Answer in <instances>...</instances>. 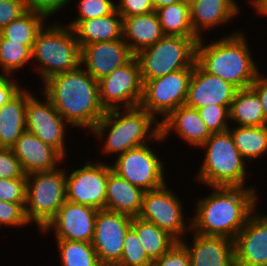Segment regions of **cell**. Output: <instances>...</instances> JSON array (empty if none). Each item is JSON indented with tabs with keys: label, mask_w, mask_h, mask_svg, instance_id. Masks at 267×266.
Segmentation results:
<instances>
[{
	"label": "cell",
	"mask_w": 267,
	"mask_h": 266,
	"mask_svg": "<svg viewBox=\"0 0 267 266\" xmlns=\"http://www.w3.org/2000/svg\"><path fill=\"white\" fill-rule=\"evenodd\" d=\"M208 196L196 202L191 230L207 236H221L234 241L256 210L259 193L255 187H210ZM258 201V202H257Z\"/></svg>",
	"instance_id": "1"
},
{
	"label": "cell",
	"mask_w": 267,
	"mask_h": 266,
	"mask_svg": "<svg viewBox=\"0 0 267 266\" xmlns=\"http://www.w3.org/2000/svg\"><path fill=\"white\" fill-rule=\"evenodd\" d=\"M42 84L38 89L72 128L91 131L106 113L100 101L98 81L82 66L56 74Z\"/></svg>",
	"instance_id": "2"
},
{
	"label": "cell",
	"mask_w": 267,
	"mask_h": 266,
	"mask_svg": "<svg viewBox=\"0 0 267 266\" xmlns=\"http://www.w3.org/2000/svg\"><path fill=\"white\" fill-rule=\"evenodd\" d=\"M245 34L237 29L208 44L206 37L200 38L196 45V62L206 72L232 83L238 89L249 88L261 69L254 60Z\"/></svg>",
	"instance_id": "3"
},
{
	"label": "cell",
	"mask_w": 267,
	"mask_h": 266,
	"mask_svg": "<svg viewBox=\"0 0 267 266\" xmlns=\"http://www.w3.org/2000/svg\"><path fill=\"white\" fill-rule=\"evenodd\" d=\"M90 132L96 141L104 143L101 154H114L115 158L146 143H164L160 120L140 106L106 111Z\"/></svg>",
	"instance_id": "4"
},
{
	"label": "cell",
	"mask_w": 267,
	"mask_h": 266,
	"mask_svg": "<svg viewBox=\"0 0 267 266\" xmlns=\"http://www.w3.org/2000/svg\"><path fill=\"white\" fill-rule=\"evenodd\" d=\"M204 157L196 176V183L208 187H255L246 186L247 162L236 148L230 132L213 133L200 147ZM248 175V177H247Z\"/></svg>",
	"instance_id": "5"
},
{
	"label": "cell",
	"mask_w": 267,
	"mask_h": 266,
	"mask_svg": "<svg viewBox=\"0 0 267 266\" xmlns=\"http://www.w3.org/2000/svg\"><path fill=\"white\" fill-rule=\"evenodd\" d=\"M50 24L46 23L38 32L31 50L32 65L36 67L33 70H38L43 83L56 74L81 66V47L73 29L59 20Z\"/></svg>",
	"instance_id": "6"
},
{
	"label": "cell",
	"mask_w": 267,
	"mask_h": 266,
	"mask_svg": "<svg viewBox=\"0 0 267 266\" xmlns=\"http://www.w3.org/2000/svg\"><path fill=\"white\" fill-rule=\"evenodd\" d=\"M198 41V37L164 36L139 51L135 57L140 65L142 82L181 69H193Z\"/></svg>",
	"instance_id": "7"
},
{
	"label": "cell",
	"mask_w": 267,
	"mask_h": 266,
	"mask_svg": "<svg viewBox=\"0 0 267 266\" xmlns=\"http://www.w3.org/2000/svg\"><path fill=\"white\" fill-rule=\"evenodd\" d=\"M66 168L27 175L25 215L42 231L66 201Z\"/></svg>",
	"instance_id": "8"
},
{
	"label": "cell",
	"mask_w": 267,
	"mask_h": 266,
	"mask_svg": "<svg viewBox=\"0 0 267 266\" xmlns=\"http://www.w3.org/2000/svg\"><path fill=\"white\" fill-rule=\"evenodd\" d=\"M168 182L163 186L145 191L139 218L154 223L167 231L177 241L184 240L191 231V218L185 217L184 205L179 196L169 189ZM187 218V221H186ZM189 220V222H188Z\"/></svg>",
	"instance_id": "9"
},
{
	"label": "cell",
	"mask_w": 267,
	"mask_h": 266,
	"mask_svg": "<svg viewBox=\"0 0 267 266\" xmlns=\"http://www.w3.org/2000/svg\"><path fill=\"white\" fill-rule=\"evenodd\" d=\"M192 73L193 69H181L144 82L139 106L161 122L185 105Z\"/></svg>",
	"instance_id": "10"
},
{
	"label": "cell",
	"mask_w": 267,
	"mask_h": 266,
	"mask_svg": "<svg viewBox=\"0 0 267 266\" xmlns=\"http://www.w3.org/2000/svg\"><path fill=\"white\" fill-rule=\"evenodd\" d=\"M164 162L153 146L150 147V144L146 143L118 156L111 166L120 177L143 191H149L166 183L164 171L167 168H164Z\"/></svg>",
	"instance_id": "11"
},
{
	"label": "cell",
	"mask_w": 267,
	"mask_h": 266,
	"mask_svg": "<svg viewBox=\"0 0 267 266\" xmlns=\"http://www.w3.org/2000/svg\"><path fill=\"white\" fill-rule=\"evenodd\" d=\"M96 161H85L84 166L72 171L66 169V200L101 210L105 209L106 185L113 169L103 160Z\"/></svg>",
	"instance_id": "12"
},
{
	"label": "cell",
	"mask_w": 267,
	"mask_h": 266,
	"mask_svg": "<svg viewBox=\"0 0 267 266\" xmlns=\"http://www.w3.org/2000/svg\"><path fill=\"white\" fill-rule=\"evenodd\" d=\"M98 89L101 104L106 111L139 106L143 82L137 58L134 56L128 63L100 79Z\"/></svg>",
	"instance_id": "13"
},
{
	"label": "cell",
	"mask_w": 267,
	"mask_h": 266,
	"mask_svg": "<svg viewBox=\"0 0 267 266\" xmlns=\"http://www.w3.org/2000/svg\"><path fill=\"white\" fill-rule=\"evenodd\" d=\"M41 101L33 94L26 103V130L56 149L65 159L67 126L71 125L57 112L52 102L41 92ZM40 100V101H39ZM67 131V132H66Z\"/></svg>",
	"instance_id": "14"
},
{
	"label": "cell",
	"mask_w": 267,
	"mask_h": 266,
	"mask_svg": "<svg viewBox=\"0 0 267 266\" xmlns=\"http://www.w3.org/2000/svg\"><path fill=\"white\" fill-rule=\"evenodd\" d=\"M132 217L107 209L97 211L93 245L103 266L116 265L123 252L125 234Z\"/></svg>",
	"instance_id": "15"
},
{
	"label": "cell",
	"mask_w": 267,
	"mask_h": 266,
	"mask_svg": "<svg viewBox=\"0 0 267 266\" xmlns=\"http://www.w3.org/2000/svg\"><path fill=\"white\" fill-rule=\"evenodd\" d=\"M97 209L66 200L56 216L40 232L53 230L55 239L91 243L94 236Z\"/></svg>",
	"instance_id": "16"
},
{
	"label": "cell",
	"mask_w": 267,
	"mask_h": 266,
	"mask_svg": "<svg viewBox=\"0 0 267 266\" xmlns=\"http://www.w3.org/2000/svg\"><path fill=\"white\" fill-rule=\"evenodd\" d=\"M234 246L236 266H267V215L256 209L234 239Z\"/></svg>",
	"instance_id": "17"
},
{
	"label": "cell",
	"mask_w": 267,
	"mask_h": 266,
	"mask_svg": "<svg viewBox=\"0 0 267 266\" xmlns=\"http://www.w3.org/2000/svg\"><path fill=\"white\" fill-rule=\"evenodd\" d=\"M238 88L206 72L197 62L189 82L185 105L198 109L206 105L230 106Z\"/></svg>",
	"instance_id": "18"
},
{
	"label": "cell",
	"mask_w": 267,
	"mask_h": 266,
	"mask_svg": "<svg viewBox=\"0 0 267 266\" xmlns=\"http://www.w3.org/2000/svg\"><path fill=\"white\" fill-rule=\"evenodd\" d=\"M134 56L123 39L97 42L81 48V66L99 81Z\"/></svg>",
	"instance_id": "19"
},
{
	"label": "cell",
	"mask_w": 267,
	"mask_h": 266,
	"mask_svg": "<svg viewBox=\"0 0 267 266\" xmlns=\"http://www.w3.org/2000/svg\"><path fill=\"white\" fill-rule=\"evenodd\" d=\"M193 241L180 242L189 252L191 266H236L234 241L221 236H207L190 231Z\"/></svg>",
	"instance_id": "20"
},
{
	"label": "cell",
	"mask_w": 267,
	"mask_h": 266,
	"mask_svg": "<svg viewBox=\"0 0 267 266\" xmlns=\"http://www.w3.org/2000/svg\"><path fill=\"white\" fill-rule=\"evenodd\" d=\"M26 175L56 169L65 159L56 149L25 130L11 147Z\"/></svg>",
	"instance_id": "21"
},
{
	"label": "cell",
	"mask_w": 267,
	"mask_h": 266,
	"mask_svg": "<svg viewBox=\"0 0 267 266\" xmlns=\"http://www.w3.org/2000/svg\"><path fill=\"white\" fill-rule=\"evenodd\" d=\"M160 127L164 141L174 131L178 138L195 149L200 148L211 136L198 110L187 105H181L172 111L160 122Z\"/></svg>",
	"instance_id": "22"
},
{
	"label": "cell",
	"mask_w": 267,
	"mask_h": 266,
	"mask_svg": "<svg viewBox=\"0 0 267 266\" xmlns=\"http://www.w3.org/2000/svg\"><path fill=\"white\" fill-rule=\"evenodd\" d=\"M238 3L237 0H196L190 5L191 26L195 35L203 38L206 32L210 33L209 30L228 25L234 17L238 18L241 13Z\"/></svg>",
	"instance_id": "23"
},
{
	"label": "cell",
	"mask_w": 267,
	"mask_h": 266,
	"mask_svg": "<svg viewBox=\"0 0 267 266\" xmlns=\"http://www.w3.org/2000/svg\"><path fill=\"white\" fill-rule=\"evenodd\" d=\"M24 86L7 103L0 106V147L11 148L26 130V103L34 94Z\"/></svg>",
	"instance_id": "24"
},
{
	"label": "cell",
	"mask_w": 267,
	"mask_h": 266,
	"mask_svg": "<svg viewBox=\"0 0 267 266\" xmlns=\"http://www.w3.org/2000/svg\"><path fill=\"white\" fill-rule=\"evenodd\" d=\"M144 192L112 170L106 185L105 209L137 217L141 211Z\"/></svg>",
	"instance_id": "25"
},
{
	"label": "cell",
	"mask_w": 267,
	"mask_h": 266,
	"mask_svg": "<svg viewBox=\"0 0 267 266\" xmlns=\"http://www.w3.org/2000/svg\"><path fill=\"white\" fill-rule=\"evenodd\" d=\"M122 18L123 40L128 44L134 55L165 36L155 11Z\"/></svg>",
	"instance_id": "26"
},
{
	"label": "cell",
	"mask_w": 267,
	"mask_h": 266,
	"mask_svg": "<svg viewBox=\"0 0 267 266\" xmlns=\"http://www.w3.org/2000/svg\"><path fill=\"white\" fill-rule=\"evenodd\" d=\"M72 29L83 48L88 44L123 39V18L115 10L109 15L81 20Z\"/></svg>",
	"instance_id": "27"
},
{
	"label": "cell",
	"mask_w": 267,
	"mask_h": 266,
	"mask_svg": "<svg viewBox=\"0 0 267 266\" xmlns=\"http://www.w3.org/2000/svg\"><path fill=\"white\" fill-rule=\"evenodd\" d=\"M230 122L235 126H264L265 117L258 95L249 87L238 89L231 102Z\"/></svg>",
	"instance_id": "28"
},
{
	"label": "cell",
	"mask_w": 267,
	"mask_h": 266,
	"mask_svg": "<svg viewBox=\"0 0 267 266\" xmlns=\"http://www.w3.org/2000/svg\"><path fill=\"white\" fill-rule=\"evenodd\" d=\"M228 131L233 142L248 162L259 160L267 153V125L264 126H232Z\"/></svg>",
	"instance_id": "29"
},
{
	"label": "cell",
	"mask_w": 267,
	"mask_h": 266,
	"mask_svg": "<svg viewBox=\"0 0 267 266\" xmlns=\"http://www.w3.org/2000/svg\"><path fill=\"white\" fill-rule=\"evenodd\" d=\"M131 227L136 231L144 251L153 262L177 242L167 231L138 216L132 218Z\"/></svg>",
	"instance_id": "30"
},
{
	"label": "cell",
	"mask_w": 267,
	"mask_h": 266,
	"mask_svg": "<svg viewBox=\"0 0 267 266\" xmlns=\"http://www.w3.org/2000/svg\"><path fill=\"white\" fill-rule=\"evenodd\" d=\"M41 13L28 10L21 17L10 22L0 30V36L11 42H22L31 50L38 32L49 22Z\"/></svg>",
	"instance_id": "31"
},
{
	"label": "cell",
	"mask_w": 267,
	"mask_h": 266,
	"mask_svg": "<svg viewBox=\"0 0 267 266\" xmlns=\"http://www.w3.org/2000/svg\"><path fill=\"white\" fill-rule=\"evenodd\" d=\"M158 15L165 36L197 37L190 20V5L183 1L158 8Z\"/></svg>",
	"instance_id": "32"
},
{
	"label": "cell",
	"mask_w": 267,
	"mask_h": 266,
	"mask_svg": "<svg viewBox=\"0 0 267 266\" xmlns=\"http://www.w3.org/2000/svg\"><path fill=\"white\" fill-rule=\"evenodd\" d=\"M61 266H103L91 243L55 239Z\"/></svg>",
	"instance_id": "33"
},
{
	"label": "cell",
	"mask_w": 267,
	"mask_h": 266,
	"mask_svg": "<svg viewBox=\"0 0 267 266\" xmlns=\"http://www.w3.org/2000/svg\"><path fill=\"white\" fill-rule=\"evenodd\" d=\"M31 49L22 42H11L0 36V74L17 76L16 71L23 70L31 61Z\"/></svg>",
	"instance_id": "34"
},
{
	"label": "cell",
	"mask_w": 267,
	"mask_h": 266,
	"mask_svg": "<svg viewBox=\"0 0 267 266\" xmlns=\"http://www.w3.org/2000/svg\"><path fill=\"white\" fill-rule=\"evenodd\" d=\"M123 245L122 257L116 266H153L132 227L126 232Z\"/></svg>",
	"instance_id": "35"
},
{
	"label": "cell",
	"mask_w": 267,
	"mask_h": 266,
	"mask_svg": "<svg viewBox=\"0 0 267 266\" xmlns=\"http://www.w3.org/2000/svg\"><path fill=\"white\" fill-rule=\"evenodd\" d=\"M115 1L116 0H78V2H75L77 3L75 4L77 6V10L79 11L77 12L78 14H76L77 18L75 17L74 21L71 20L66 25L73 28L81 20L94 19L109 15L116 10Z\"/></svg>",
	"instance_id": "36"
},
{
	"label": "cell",
	"mask_w": 267,
	"mask_h": 266,
	"mask_svg": "<svg viewBox=\"0 0 267 266\" xmlns=\"http://www.w3.org/2000/svg\"><path fill=\"white\" fill-rule=\"evenodd\" d=\"M230 106L206 105L198 108L201 119L211 134L227 131L230 127Z\"/></svg>",
	"instance_id": "37"
},
{
	"label": "cell",
	"mask_w": 267,
	"mask_h": 266,
	"mask_svg": "<svg viewBox=\"0 0 267 266\" xmlns=\"http://www.w3.org/2000/svg\"><path fill=\"white\" fill-rule=\"evenodd\" d=\"M26 203H12L0 200V229L8 227H26L30 223L25 215ZM23 226V227H22Z\"/></svg>",
	"instance_id": "38"
},
{
	"label": "cell",
	"mask_w": 267,
	"mask_h": 266,
	"mask_svg": "<svg viewBox=\"0 0 267 266\" xmlns=\"http://www.w3.org/2000/svg\"><path fill=\"white\" fill-rule=\"evenodd\" d=\"M27 178H0V200L26 203Z\"/></svg>",
	"instance_id": "39"
},
{
	"label": "cell",
	"mask_w": 267,
	"mask_h": 266,
	"mask_svg": "<svg viewBox=\"0 0 267 266\" xmlns=\"http://www.w3.org/2000/svg\"><path fill=\"white\" fill-rule=\"evenodd\" d=\"M0 178H27L11 148L0 147Z\"/></svg>",
	"instance_id": "40"
},
{
	"label": "cell",
	"mask_w": 267,
	"mask_h": 266,
	"mask_svg": "<svg viewBox=\"0 0 267 266\" xmlns=\"http://www.w3.org/2000/svg\"><path fill=\"white\" fill-rule=\"evenodd\" d=\"M153 266H191L189 252L177 241L166 253L153 262Z\"/></svg>",
	"instance_id": "41"
},
{
	"label": "cell",
	"mask_w": 267,
	"mask_h": 266,
	"mask_svg": "<svg viewBox=\"0 0 267 266\" xmlns=\"http://www.w3.org/2000/svg\"><path fill=\"white\" fill-rule=\"evenodd\" d=\"M28 10L26 0H0V30Z\"/></svg>",
	"instance_id": "42"
},
{
	"label": "cell",
	"mask_w": 267,
	"mask_h": 266,
	"mask_svg": "<svg viewBox=\"0 0 267 266\" xmlns=\"http://www.w3.org/2000/svg\"><path fill=\"white\" fill-rule=\"evenodd\" d=\"M116 10L122 17L143 15L155 11L153 0H118Z\"/></svg>",
	"instance_id": "43"
},
{
	"label": "cell",
	"mask_w": 267,
	"mask_h": 266,
	"mask_svg": "<svg viewBox=\"0 0 267 266\" xmlns=\"http://www.w3.org/2000/svg\"><path fill=\"white\" fill-rule=\"evenodd\" d=\"M29 10L38 12L51 19L55 14H58L63 8L70 3L71 0H26Z\"/></svg>",
	"instance_id": "44"
},
{
	"label": "cell",
	"mask_w": 267,
	"mask_h": 266,
	"mask_svg": "<svg viewBox=\"0 0 267 266\" xmlns=\"http://www.w3.org/2000/svg\"><path fill=\"white\" fill-rule=\"evenodd\" d=\"M17 79H19L17 76L15 79L14 76L0 74V106L7 103L23 88Z\"/></svg>",
	"instance_id": "45"
},
{
	"label": "cell",
	"mask_w": 267,
	"mask_h": 266,
	"mask_svg": "<svg viewBox=\"0 0 267 266\" xmlns=\"http://www.w3.org/2000/svg\"><path fill=\"white\" fill-rule=\"evenodd\" d=\"M260 73L254 82L251 84L250 88L258 95L262 109L265 117V125H267V75Z\"/></svg>",
	"instance_id": "46"
},
{
	"label": "cell",
	"mask_w": 267,
	"mask_h": 266,
	"mask_svg": "<svg viewBox=\"0 0 267 266\" xmlns=\"http://www.w3.org/2000/svg\"><path fill=\"white\" fill-rule=\"evenodd\" d=\"M252 8L258 16L267 17V0H259Z\"/></svg>",
	"instance_id": "47"
},
{
	"label": "cell",
	"mask_w": 267,
	"mask_h": 266,
	"mask_svg": "<svg viewBox=\"0 0 267 266\" xmlns=\"http://www.w3.org/2000/svg\"><path fill=\"white\" fill-rule=\"evenodd\" d=\"M182 2V0H153V4H154V8L155 11L158 8L164 7V6H168V5H172V4H176Z\"/></svg>",
	"instance_id": "48"
},
{
	"label": "cell",
	"mask_w": 267,
	"mask_h": 266,
	"mask_svg": "<svg viewBox=\"0 0 267 266\" xmlns=\"http://www.w3.org/2000/svg\"><path fill=\"white\" fill-rule=\"evenodd\" d=\"M185 4L191 5L193 4L196 0H182Z\"/></svg>",
	"instance_id": "49"
},
{
	"label": "cell",
	"mask_w": 267,
	"mask_h": 266,
	"mask_svg": "<svg viewBox=\"0 0 267 266\" xmlns=\"http://www.w3.org/2000/svg\"><path fill=\"white\" fill-rule=\"evenodd\" d=\"M251 7H253L259 0H248Z\"/></svg>",
	"instance_id": "50"
}]
</instances>
